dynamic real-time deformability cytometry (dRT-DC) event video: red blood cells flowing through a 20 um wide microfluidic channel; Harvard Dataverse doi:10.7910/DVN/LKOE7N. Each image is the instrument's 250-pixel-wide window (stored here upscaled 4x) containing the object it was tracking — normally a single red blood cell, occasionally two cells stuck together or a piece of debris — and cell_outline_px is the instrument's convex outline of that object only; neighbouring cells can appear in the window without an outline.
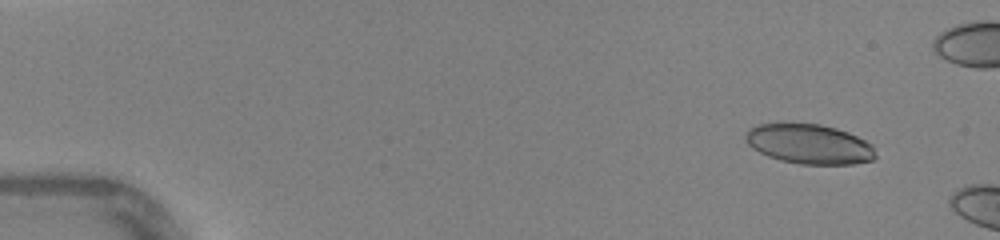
{"species": "human", "species_latin": "Homo sapiens", "temperature_condition": "warm", "stored_images_in_passage": 6, "camera_frame_rate_fps": 3000, "um_per_image_px": 0.085, "donor": {"sex": "female"}, "frame": {"image": 1, "passage_image": 1, "time_ms": 0.0, "image_size_px": [1000, 240], "cell_outline_px": [[876, 156], [872, 160], [852, 164], [800, 164], [780, 160], [768, 156], [752, 148], [748, 144], [744, 136], [744, 132], [748, 128], [756, 124], [820, 124], [836, 128], [848, 132], [872, 144]], "centroid_in_image_um": [68.76, 12.24], "position_along_channel_um": 16.2, "area_um2": 30.06}}